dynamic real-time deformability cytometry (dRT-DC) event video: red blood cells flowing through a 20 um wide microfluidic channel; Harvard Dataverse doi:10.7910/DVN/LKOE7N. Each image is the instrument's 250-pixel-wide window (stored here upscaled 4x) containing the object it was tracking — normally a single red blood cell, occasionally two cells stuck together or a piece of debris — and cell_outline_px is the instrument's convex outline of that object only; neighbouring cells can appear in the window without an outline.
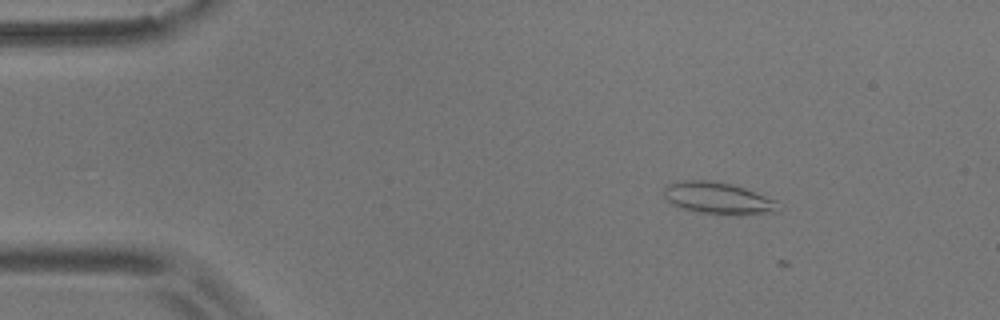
{"species": "common noctule bat (a hibernating species)", "species_latin": "Nyctalus noctula", "temperature_condition": "room temperature", "stored_images_in_passage": 5, "camera_frame_rate_fps": 3000, "um_per_image_px": 0.085, "animal": {"sex": "male", "body_mass_g": 17.9}, "frame": {"image": 1, "passage_image": 3, "time_ms": 0.667, "image_size_px": [1000, 320], "cell_outline_px": [[780, 212], [736, 216], [700, 212], [680, 208], [672, 204], [664, 196], [664, 188], [668, 184], [684, 180], [712, 180], [732, 184], [744, 188], [776, 200]], "centroid_in_image_um": [61.06, 16.86], "position_along_channel_um": 23.9, "area_um2": 21.44}}